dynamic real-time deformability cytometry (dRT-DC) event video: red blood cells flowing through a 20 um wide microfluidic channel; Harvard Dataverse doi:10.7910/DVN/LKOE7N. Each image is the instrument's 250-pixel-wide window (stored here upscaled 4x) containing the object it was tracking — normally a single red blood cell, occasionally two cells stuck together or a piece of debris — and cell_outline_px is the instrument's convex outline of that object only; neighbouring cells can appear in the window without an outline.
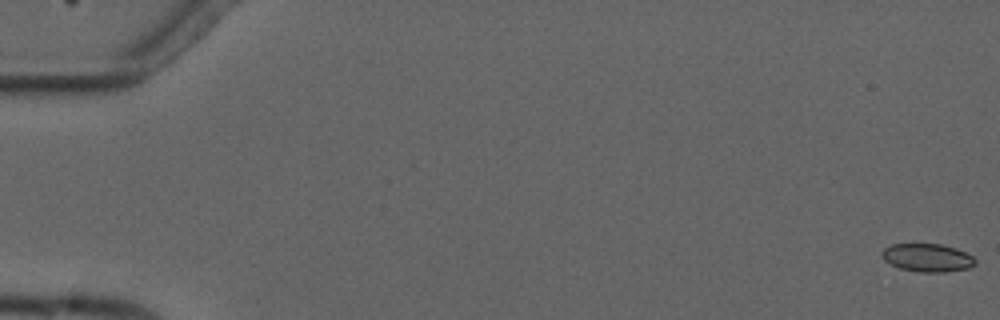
{"species": "common noctule bat (a hibernating species)", "species_latin": "Nyctalus noctula", "temperature_condition": "cold", "stored_images_in_passage": 7, "camera_frame_rate_fps": 3000, "um_per_image_px": 0.085, "animal": {"sex": "male", "forearm_length_mm": 52.5}, "frame": {"image": 1, "passage_image": 1, "time_ms": 0.0, "image_size_px": [1000, 320], "cell_outline_px": [[976, 264], [968, 268], [944, 272], [920, 272], [900, 268], [884, 260], [880, 256], [880, 252], [884, 248], [892, 244], [940, 244], [956, 248], [972, 256], [976, 260]], "centroid_in_image_um": [78.81, 21.9], "position_along_channel_um": 6.2, "area_um2": 15.26}}
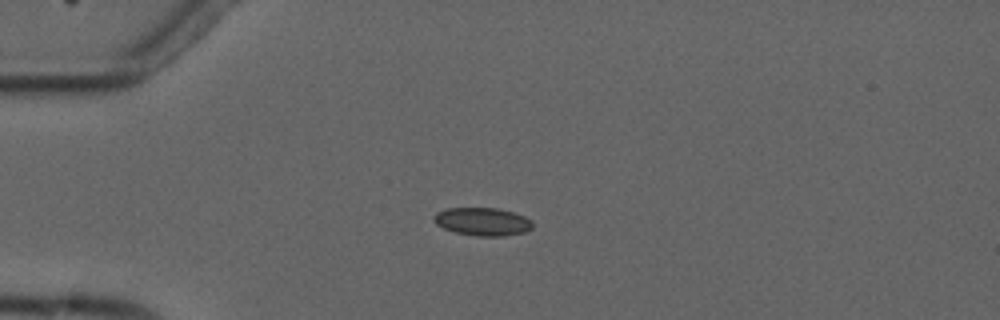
{"frame": {"image": 2, "passage_image": 5, "time_ms": 4.667, "image_size_px": [1000, 320], "cell_outline_px": [[532, 228], [524, 232], [504, 236], [476, 236], [456, 232], [444, 228], [436, 224], [432, 220], [432, 216], [436, 212], [448, 208], [496, 208], [512, 212], [524, 216], [532, 220]], "centroid_in_image_um": [40.99, 18.83], "position_along_channel_um": 44.0, "area_um2": 16.13}}
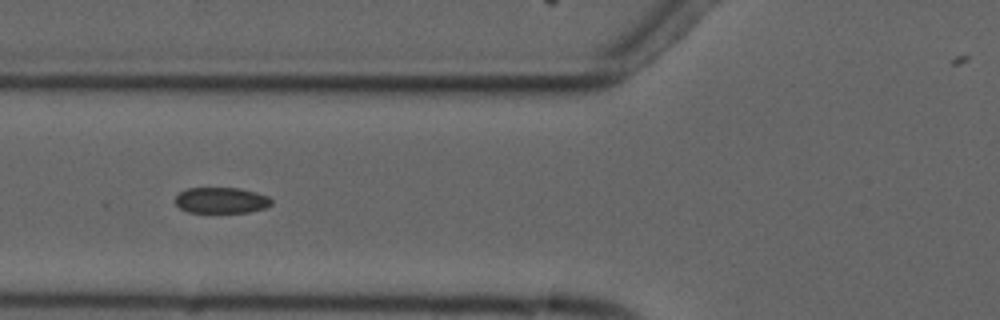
{"frame": {"image": 3, "passage_image": 7, "time_ms": 7.0, "image_size_px": [1000, 320], "cell_outline_px": [[272, 204], [264, 208], [248, 212], [212, 216], [188, 212], [180, 208], [176, 204], [176, 196], [180, 192], [188, 188], [240, 188], [256, 192], [268, 196], [272, 200]], "centroid_in_image_um": [18.79, 17.08], "position_along_channel_um": 107.0, "area_um2": 15.32}}